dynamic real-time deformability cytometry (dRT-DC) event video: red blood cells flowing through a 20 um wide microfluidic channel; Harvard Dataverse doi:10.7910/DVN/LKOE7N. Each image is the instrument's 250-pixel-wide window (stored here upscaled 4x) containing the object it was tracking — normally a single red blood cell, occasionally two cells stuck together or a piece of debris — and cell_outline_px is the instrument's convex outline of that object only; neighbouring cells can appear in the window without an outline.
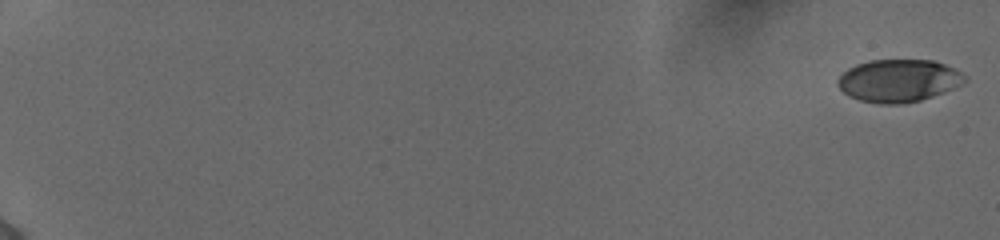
{"species": "human", "species_latin": "Homo sapiens", "temperature_condition": "cold", "stored_images_in_passage": 56, "camera_frame_rate_fps": 3000, "um_per_image_px": 0.085, "donor": {"sex": "female"}, "frame": {"image": 1, "passage_image": 1, "time_ms": 0.0, "image_size_px": [1000, 240], "cell_outline_px": [[968, 80], [944, 92], [920, 100], [900, 104], [880, 104], [860, 100], [848, 96], [836, 84], [836, 80], [848, 68], [856, 64], [868, 60], [932, 60], [944, 64], [968, 76]], "centroid_in_image_um": [76.36, 6.85], "position_along_channel_um": 8.6, "area_um2": 31.5}}
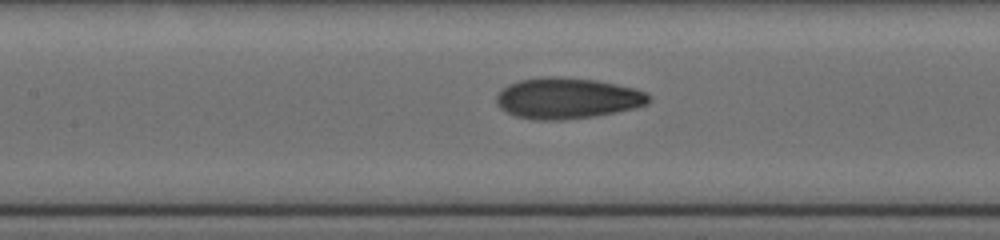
{"frame": {"image": 2, "passage_image": 30, "time_ms": 9.667, "image_size_px": [1000, 240], "cell_outline_px": [[652, 100], [648, 104], [636, 108], [596, 116], [564, 120], [536, 120], [516, 116], [504, 112], [496, 104], [496, 96], [500, 88], [508, 84], [520, 80], [544, 76], [560, 76], [596, 80], [636, 88], [652, 96]], "centroid_in_image_um": [48.22, 8.35], "position_along_channel_um": 159.2, "area_um2": 36.99}}
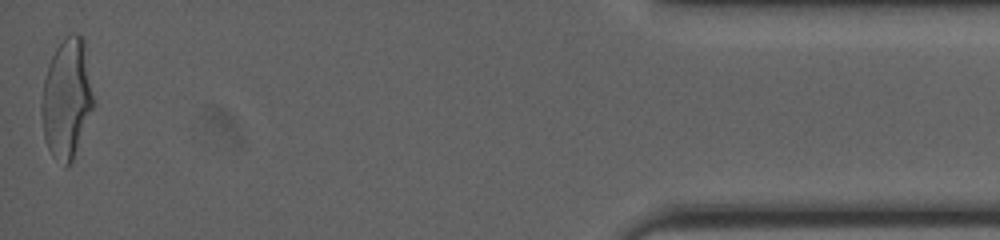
{"frame": {"image": 3, "passage_image": 56, "time_ms": 18.333, "image_size_px": [1000, 240], "cell_outline_px": [[92, 108], [72, 160], [68, 168], [64, 168], [52, 156], [44, 140], [40, 112], [40, 104], [44, 80], [52, 56], [56, 48], [72, 32], [84, 36], [92, 96]], "centroid_in_image_um": [5.63, 8.42], "position_along_channel_um": 429.6, "area_um2": 35.72}, "authors_computed_cell_mechanics": {"area_um2": 34.391, "velocity_mm_per_s": 3.8963, "shape_relaxation_time_tau1_ms": 5.8809, "shape_relaxation_time_tau2_ms": 1.2143, "deformation_change_tau1": 0.2105, "deformation_change_tau2": 0.0698}}